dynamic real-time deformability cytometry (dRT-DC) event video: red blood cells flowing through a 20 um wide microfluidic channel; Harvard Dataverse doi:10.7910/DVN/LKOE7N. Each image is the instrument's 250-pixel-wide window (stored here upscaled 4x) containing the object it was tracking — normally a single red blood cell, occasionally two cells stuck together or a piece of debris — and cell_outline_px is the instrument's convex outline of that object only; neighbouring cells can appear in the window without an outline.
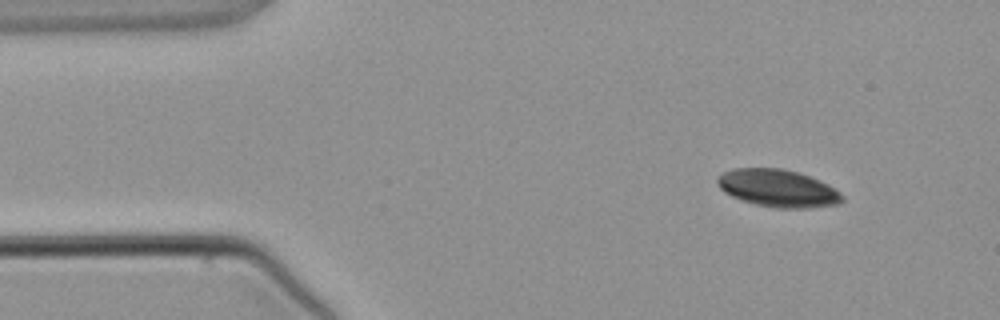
{"species": "common noctule bat (a hibernating species)", "species_latin": "Nyctalus noctula", "temperature_condition": "warm", "stored_images_in_passage": 3, "camera_frame_rate_fps": 3000, "um_per_image_px": 0.085, "animal": {"sex": "male", "body_mass_g": 21.5, "forearm_length_mm": 52.0}, "frame": {"image": 1, "passage_image": 1, "time_ms": 0.0, "image_size_px": [1000, 320], "cell_outline_px": [[844, 200], [840, 204], [808, 208], [776, 208], [756, 204], [740, 200], [724, 192], [720, 188], [716, 180], [716, 176], [732, 168], [780, 168], [800, 172], [820, 180], [828, 184], [840, 192], [844, 196]], "centroid_in_image_um": [66.13, 16.0], "position_along_channel_um": 18.9, "area_um2": 27.57}}